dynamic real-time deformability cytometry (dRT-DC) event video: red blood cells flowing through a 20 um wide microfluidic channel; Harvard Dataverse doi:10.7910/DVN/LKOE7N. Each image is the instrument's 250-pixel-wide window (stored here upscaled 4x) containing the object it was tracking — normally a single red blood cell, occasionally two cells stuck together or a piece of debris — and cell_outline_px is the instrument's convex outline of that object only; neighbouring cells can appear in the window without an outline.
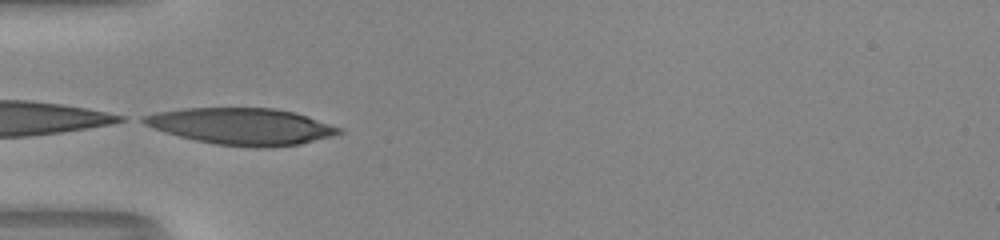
{"species": "human", "species_latin": "Homo sapiens", "temperature_condition": "room temperature", "stored_images_in_passage": 36, "camera_frame_rate_fps": 3000, "um_per_image_px": 0.085, "donor": {"sex": "male"}, "frame": {"image": 1, "passage_image": 1, "time_ms": 0.0, "image_size_px": [1000, 240], "cell_outline_px": [[344, 132], [332, 136], [300, 144], [272, 148], [256, 148], [216, 144], [196, 140], [164, 132], [144, 124], [136, 120], [140, 116], [156, 112], [184, 108], [276, 108], [296, 112], [344, 128]], "centroid_in_image_um": [20.56, 10.74], "position_along_channel_um": 64.4, "area_um2": 42.19}}
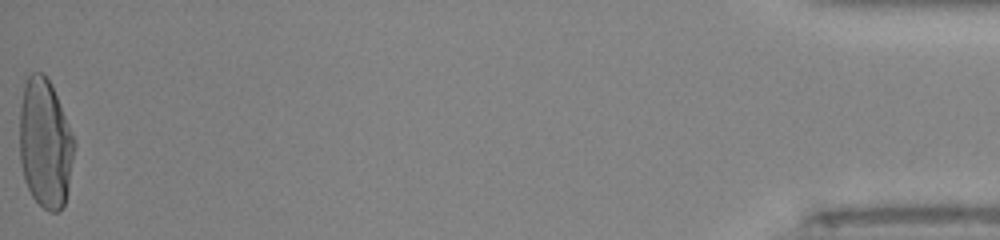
{"frame": {"image": 2, "passage_image": 36, "time_ms": 11.667, "image_size_px": [1000, 240], "cell_outline_px": [[76, 144], [68, 188], [64, 204], [56, 212], [48, 212], [32, 196], [24, 180], [20, 160], [20, 104], [24, 84], [28, 76], [32, 72], [40, 72], [52, 84], [76, 140]], "centroid_in_image_um": [3.84, 12.18], "position_along_channel_um": 431.4, "area_um2": 41.38}, "authors_computed_cell_mechanics": {"area_um2": 39.882, "velocity_mm_per_s": 4.0104, "shape_relaxation_time_tau1_ms": 5.2854, "shape_relaxation_time_tau2_ms": null, "deformation_change_tau1": 0.2613, "deformation_change_tau2": null}}